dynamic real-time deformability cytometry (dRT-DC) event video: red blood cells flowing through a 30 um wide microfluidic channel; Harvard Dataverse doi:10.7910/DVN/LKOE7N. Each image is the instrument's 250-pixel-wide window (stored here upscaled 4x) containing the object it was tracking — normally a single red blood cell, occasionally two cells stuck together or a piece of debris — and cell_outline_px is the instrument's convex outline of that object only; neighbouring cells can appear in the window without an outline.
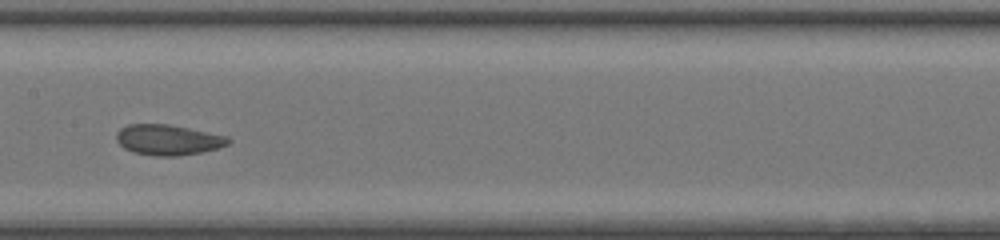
{"species": "common noctule bat (a hibernating species)", "species_latin": "Nyctalus noctula", "temperature_condition": "room temperature", "stored_images_in_passage": 41, "camera_frame_rate_fps": 3000, "um_per_image_px": 0.085, "animal": {"sex": "female", "body_mass_g": 20.0, "forearm_length_mm": 54.0}, "frame": {"image": 1, "passage_image": 18, "time_ms": 5.667, "image_size_px": [1000, 240], "cell_outline_px": [[232, 140], [228, 144], [216, 148], [200, 152], [176, 156], [156, 156], [132, 152], [124, 148], [116, 140], [116, 132], [120, 128], [128, 124], [168, 124], [228, 136]], "centroid_in_image_um": [14.25, 11.88], "position_along_channel_um": 193.1, "area_um2": 19.83}}
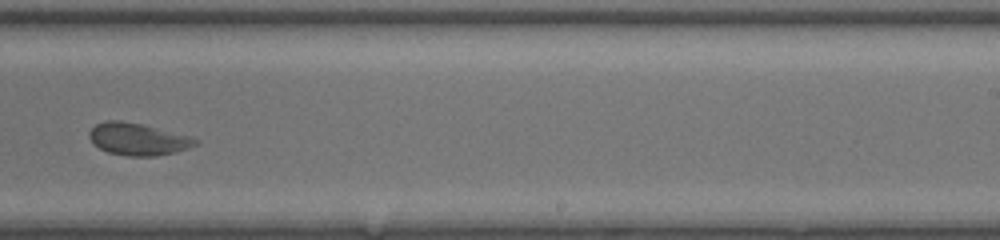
{"frame": {"image": 2, "passage_image": 24, "time_ms": 7.667, "image_size_px": [1000, 240], "cell_outline_px": [[200, 144], [176, 152], [156, 156], [128, 156], [108, 152], [92, 144], [88, 136], [88, 132], [96, 124], [104, 120], [120, 120], [140, 124], [188, 136], [200, 140]], "centroid_in_image_um": [11.7, 11.83], "position_along_channel_um": 277.3, "area_um2": 19.88}}
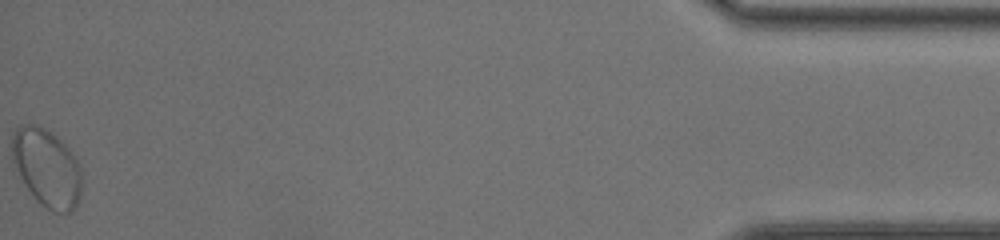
{"frame": {"image": 3, "passage_image": 41, "time_ms": 13.333, "image_size_px": [1000, 240], "cell_outline_px": [[80, 196], [76, 204], [68, 212], [52, 212], [36, 200], [12, 168], [12, 136], [16, 128], [28, 124], [36, 124], [44, 128], [56, 136], [68, 148], [80, 164]], "centroid_in_image_um": [3.93, 14.26], "position_along_channel_um": 431.3, "area_um2": 31.56}, "authors_computed_cell_mechanics": {"area_um2": 21.5594, "velocity_mm_per_s": 4.2324, "shape_relaxation_time_tau1_ms": null, "shape_relaxation_time_tau2_ms": 1.0048, "deformation_change_tau1": null, "deformation_change_tau2": 0.0665}}